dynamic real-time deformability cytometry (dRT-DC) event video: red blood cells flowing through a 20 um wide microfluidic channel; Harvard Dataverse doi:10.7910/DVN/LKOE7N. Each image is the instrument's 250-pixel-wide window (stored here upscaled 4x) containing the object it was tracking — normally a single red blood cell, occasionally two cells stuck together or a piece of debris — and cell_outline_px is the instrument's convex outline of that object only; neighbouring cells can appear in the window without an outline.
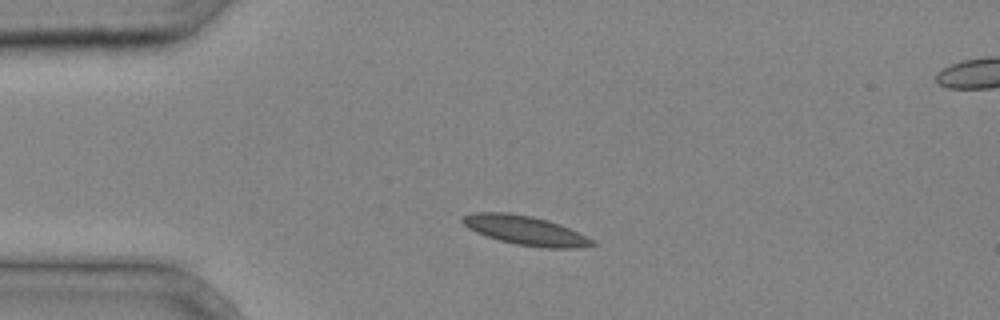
{"species": "common noctule bat (a hibernating species)", "species_latin": "Nyctalus noctula", "temperature_condition": "cold", "stored_images_in_passage": 1, "camera_frame_rate_fps": 3000, "um_per_image_px": 0.085, "animal": {"sex": "male", "body_mass_g": 20.4}, "frame": {"image": 1, "passage_image": 1, "time_ms": 0.0, "image_size_px": [1000, 320], "cell_outline_px": [[596, 244], [580, 248], [540, 248], [516, 244], [500, 240], [476, 232], [468, 228], [460, 220], [464, 216], [472, 212], [508, 212], [532, 216], [548, 220], [560, 224], [592, 240]], "centroid_in_image_um": [44.62, 19.58], "position_along_channel_um": 40.4, "area_um2": 21.91}}